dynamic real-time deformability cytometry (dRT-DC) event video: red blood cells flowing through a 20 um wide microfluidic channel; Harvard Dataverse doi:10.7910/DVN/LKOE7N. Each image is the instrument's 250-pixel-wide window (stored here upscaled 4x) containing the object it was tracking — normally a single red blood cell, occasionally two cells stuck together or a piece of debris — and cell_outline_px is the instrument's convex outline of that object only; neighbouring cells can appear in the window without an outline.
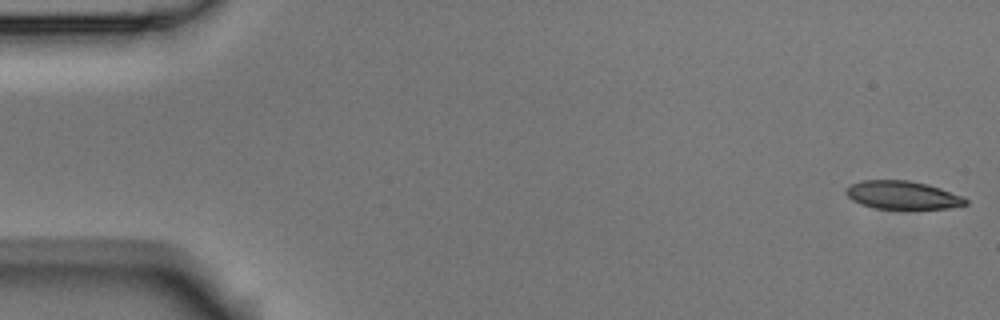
{"species": "Egyptian fruit bat (a non-hibernating species)", "species_latin": "Rousettus aegyptiacus", "temperature_condition": "room temperature", "stored_images_in_passage": 4, "camera_frame_rate_fps": 3000, "um_per_image_px": 0.085, "animal": {"sex": "male"}, "frame": {"image": 1, "passage_image": 1, "time_ms": 0.0, "image_size_px": [1000, 320], "cell_outline_px": [[968, 204], [948, 208], [876, 208], [860, 204], [852, 200], [844, 192], [844, 188], [860, 180], [908, 180], [928, 184], [964, 196], [968, 200]], "centroid_in_image_um": [76.7, 16.57], "position_along_channel_um": 8.3, "area_um2": 19.65}}
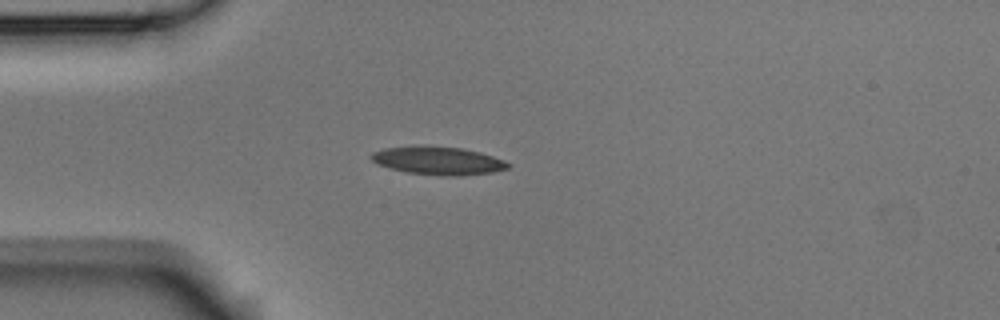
{"frame": {"image": 2, "passage_image": 4, "time_ms": 1.0, "image_size_px": [1000, 320], "cell_outline_px": [[512, 164], [508, 168], [492, 172], [460, 176], [448, 176], [408, 172], [388, 168], [372, 160], [368, 156], [372, 152], [384, 148], [464, 148], [480, 152], [504, 160]], "centroid_in_image_um": [37.29, 13.69], "position_along_channel_um": 47.7, "area_um2": 21.56}}